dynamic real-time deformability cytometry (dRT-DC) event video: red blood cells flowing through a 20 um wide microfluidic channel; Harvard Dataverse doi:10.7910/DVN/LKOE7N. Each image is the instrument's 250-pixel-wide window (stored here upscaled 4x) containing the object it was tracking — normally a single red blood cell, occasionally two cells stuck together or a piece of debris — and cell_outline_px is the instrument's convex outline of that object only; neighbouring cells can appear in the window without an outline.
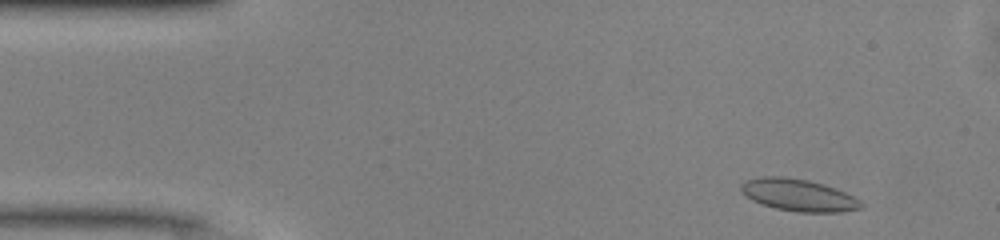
{"species": "common noctule bat (a hibernating species)", "species_latin": "Nyctalus noctula", "temperature_condition": "warm", "stored_images_in_passage": 47, "camera_frame_rate_fps": 3000, "um_per_image_px": 0.085, "animal": {"sex": "male", "body_mass_g": 13.0, "forearm_length_mm": 53.1}, "frame": {"image": 1, "passage_image": 3, "time_ms": 0.667, "image_size_px": [1000, 240], "cell_outline_px": [[864, 208], [840, 212], [800, 212], [776, 208], [760, 204], [752, 200], [740, 192], [740, 184], [748, 180], [760, 176], [784, 176], [808, 180], [824, 184], [836, 188], [860, 200], [864, 204]], "centroid_in_image_um": [67.86, 16.58], "position_along_channel_um": 17.1, "area_um2": 22.6}}
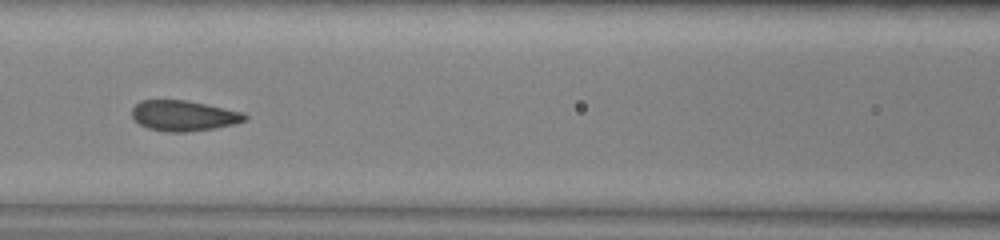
{"frame": {"image": 2, "passage_image": 19, "time_ms": 6.0, "image_size_px": [1000, 240], "cell_outline_px": [[248, 120], [236, 124], [216, 128], [184, 132], [168, 132], [148, 128], [140, 124], [132, 116], [132, 108], [140, 100], [184, 100], [244, 112], [248, 116]], "centroid_in_image_um": [15.65, 9.84], "position_along_channel_um": 151.0, "area_um2": 20.06}}
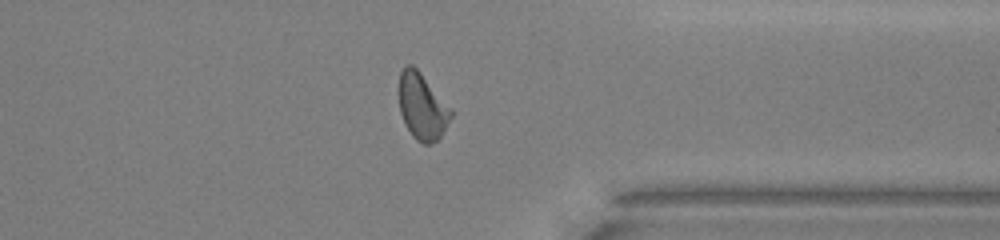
{"frame": {"image": 3, "passage_image": 36, "time_ms": 11.667, "image_size_px": [1000, 240], "cell_outline_px": [[452, 116], [440, 136], [436, 140], [428, 144], [424, 144], [416, 140], [412, 136], [400, 112], [400, 72], [404, 64], [412, 64], [420, 72], [452, 108]], "centroid_in_image_um": [35.89, 9.03], "position_along_channel_um": 375.5, "area_um2": 19.83}, "authors_computed_cell_mechanics": {"area_um2": 20.3456, "velocity_mm_per_s": 4.1211, "shape_relaxation_time_tau1_ms": 3.3589, "shape_relaxation_time_tau2_ms": 0.6545, "deformation_change_tau1": 0.0986, "deformation_change_tau2": 0.0365}}